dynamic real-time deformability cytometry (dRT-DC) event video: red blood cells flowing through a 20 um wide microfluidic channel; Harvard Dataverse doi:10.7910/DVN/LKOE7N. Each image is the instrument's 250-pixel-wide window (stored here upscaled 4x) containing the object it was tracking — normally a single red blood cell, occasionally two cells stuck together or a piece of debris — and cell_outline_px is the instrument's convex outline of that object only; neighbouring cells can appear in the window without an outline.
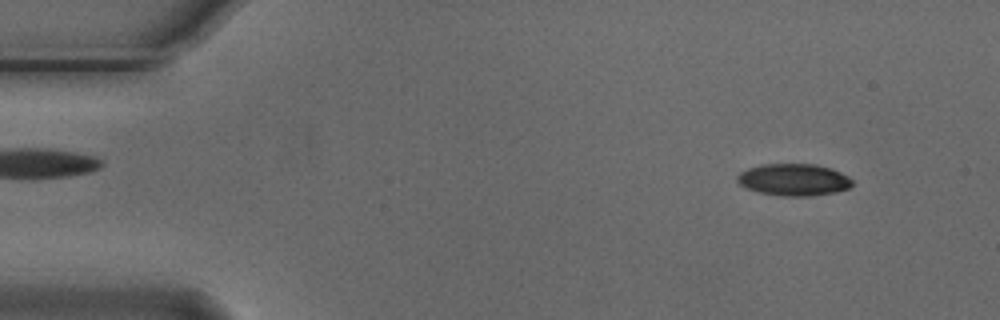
{"species": "Egyptian fruit bat (a non-hibernating species)", "species_latin": "Rousettus aegyptiacus", "temperature_condition": "cold", "stored_images_in_passage": 56, "camera_frame_rate_fps": 3000, "um_per_image_px": 0.085, "animal": {"sex": "male"}, "frame": {"image": 1, "passage_image": 6, "time_ms": 1.667, "image_size_px": [1000, 320], "cell_outline_px": [[852, 184], [848, 188], [836, 192], [812, 196], [780, 196], [756, 192], [740, 184], [736, 180], [736, 176], [740, 172], [748, 168], [760, 164], [816, 164], [832, 168], [848, 176], [852, 180]], "centroid_in_image_um": [67.45, 15.27], "position_along_channel_um": 17.5, "area_um2": 21.62}}
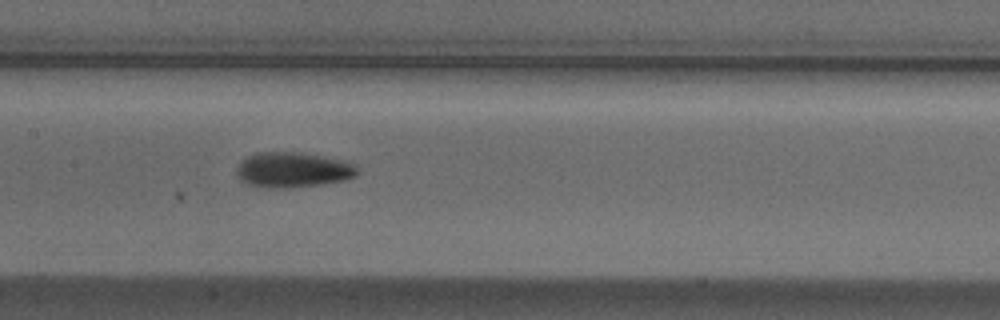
{"frame": {"image": 2, "passage_image": 27, "time_ms": 8.667, "image_size_px": [1000, 320], "cell_outline_px": [[360, 172], [356, 176], [344, 180], [320, 184], [288, 188], [268, 188], [248, 184], [240, 180], [236, 176], [236, 168], [248, 156], [256, 152], [300, 152], [324, 156], [344, 160], [352, 164]], "centroid_in_image_um": [24.89, 14.43], "position_along_channel_um": 182.5, "area_um2": 24.85}}
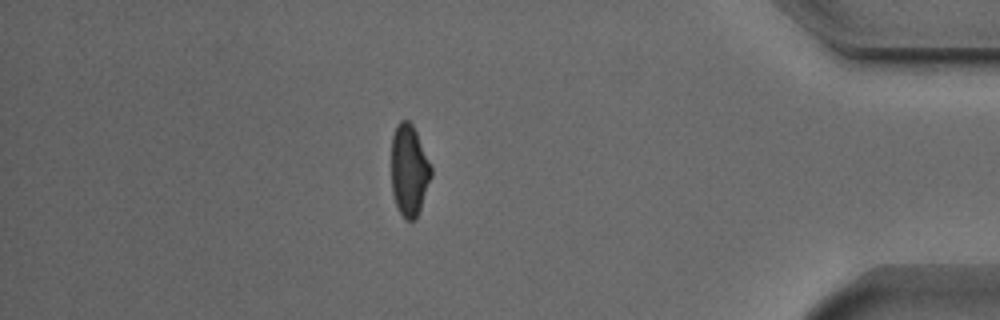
{"frame": {"image": 3, "passage_image": 48, "time_ms": 15.667, "image_size_px": [1000, 320], "cell_outline_px": [[432, 176], [416, 220], [404, 220], [396, 204], [392, 192], [392, 136], [396, 124], [400, 120], [408, 120], [412, 124], [416, 132], [432, 168]], "centroid_in_image_um": [34.77, 14.49], "position_along_channel_um": 400.4, "area_um2": 21.15}, "authors_computed_cell_mechanics": {"area_um2": 22.1085, "velocity_mm_per_s": 3.7205, "shape_relaxation_time_tau1_ms": 3.6359, "shape_relaxation_time_tau2_ms": 3.649, "deformation_change_tau1": 0.1221, "deformation_change_tau2": 0.1028}}